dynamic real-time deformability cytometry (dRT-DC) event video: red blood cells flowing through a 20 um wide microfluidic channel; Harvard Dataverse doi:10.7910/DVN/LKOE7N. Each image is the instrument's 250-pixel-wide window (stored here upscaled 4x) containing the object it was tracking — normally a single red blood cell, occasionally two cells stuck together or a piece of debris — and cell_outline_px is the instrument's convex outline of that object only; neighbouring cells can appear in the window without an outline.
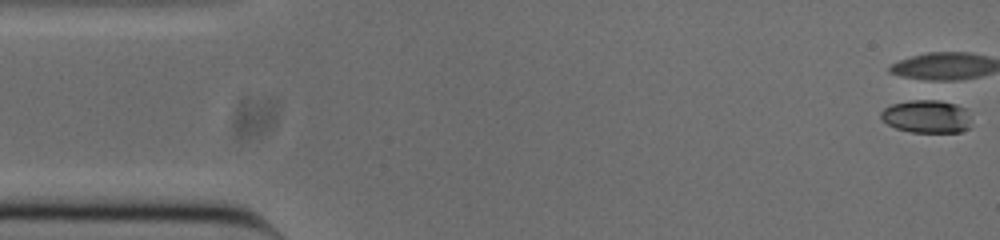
{"species": "common noctule bat (a hibernating species)", "species_latin": "Nyctalus noctula", "temperature_condition": "cold", "stored_images_in_passage": 39, "camera_frame_rate_fps": 3000, "um_per_image_px": 0.085, "animal": {"sex": "male", "body_mass_g": 20.0, "forearm_length_mm": 53.3}, "frame": {"image": 1, "passage_image": 1, "time_ms": 0.0, "image_size_px": [1000, 240], "cell_outline_px": [[972, 128], [960, 132], [912, 132], [896, 128], [888, 124], [880, 116], [880, 112], [884, 108], [892, 104], [908, 100], [928, 96], [932, 96], [956, 104], [964, 108]], "centroid_in_image_um": [78.77, 9.85], "position_along_channel_um": 6.2, "area_um2": 17.98}}